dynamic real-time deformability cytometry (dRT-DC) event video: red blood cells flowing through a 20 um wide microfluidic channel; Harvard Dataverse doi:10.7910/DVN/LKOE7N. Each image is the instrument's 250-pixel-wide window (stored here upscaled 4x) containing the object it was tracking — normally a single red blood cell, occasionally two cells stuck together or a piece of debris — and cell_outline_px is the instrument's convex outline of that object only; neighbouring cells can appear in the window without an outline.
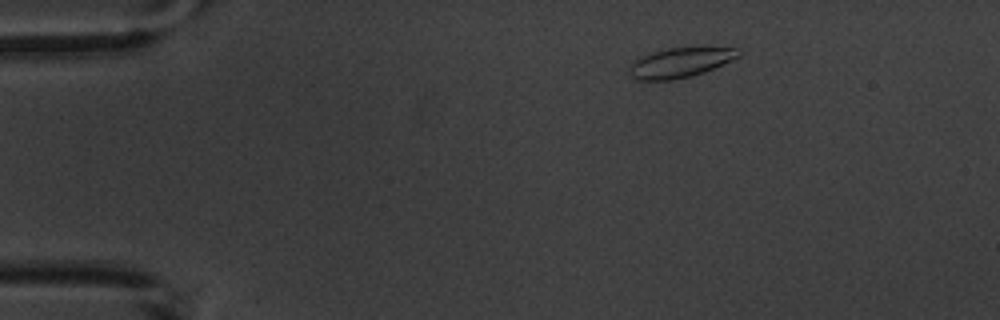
{"species": "common noctule bat (a hibernating species)", "species_latin": "Nyctalus noctula", "temperature_condition": "warm", "stored_images_in_passage": 4, "camera_frame_rate_fps": 3000, "um_per_image_px": 0.085, "animal": {"sex": "male", "body_mass_g": 20.1, "forearm_length_mm": 53.5}, "frame": {"image": 1, "passage_image": 1, "time_ms": 0.0, "image_size_px": [1000, 320], "cell_outline_px": [[740, 56], [732, 60], [704, 72], [672, 80], [636, 80], [632, 76], [632, 64], [636, 60], [652, 52], [668, 48], [740, 48]], "centroid_in_image_um": [57.86, 5.32], "position_along_channel_um": 27.1, "area_um2": 18.32}}
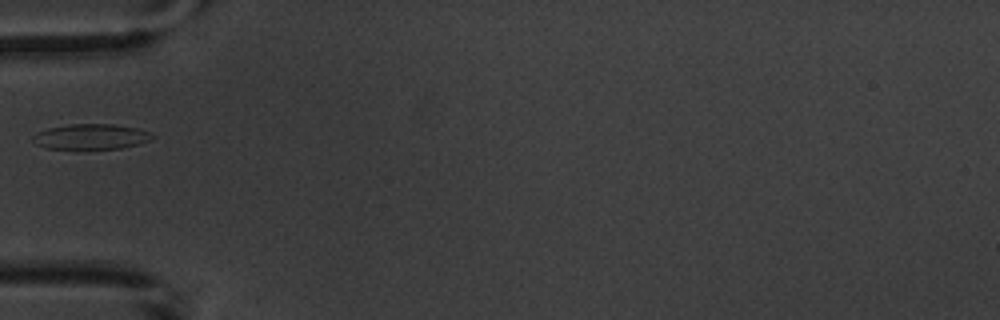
{"frame": {"image": 2, "passage_image": 4, "time_ms": 3.333, "image_size_px": [1000, 320], "cell_outline_px": [[156, 136], [152, 140], [120, 148], [76, 152], [48, 148], [36, 144], [32, 140], [32, 136], [36, 132], [48, 128], [72, 124], [112, 124], [136, 128], [152, 132]], "centroid_in_image_um": [7.71, 11.66], "position_along_channel_um": 77.3, "area_um2": 18.5}}